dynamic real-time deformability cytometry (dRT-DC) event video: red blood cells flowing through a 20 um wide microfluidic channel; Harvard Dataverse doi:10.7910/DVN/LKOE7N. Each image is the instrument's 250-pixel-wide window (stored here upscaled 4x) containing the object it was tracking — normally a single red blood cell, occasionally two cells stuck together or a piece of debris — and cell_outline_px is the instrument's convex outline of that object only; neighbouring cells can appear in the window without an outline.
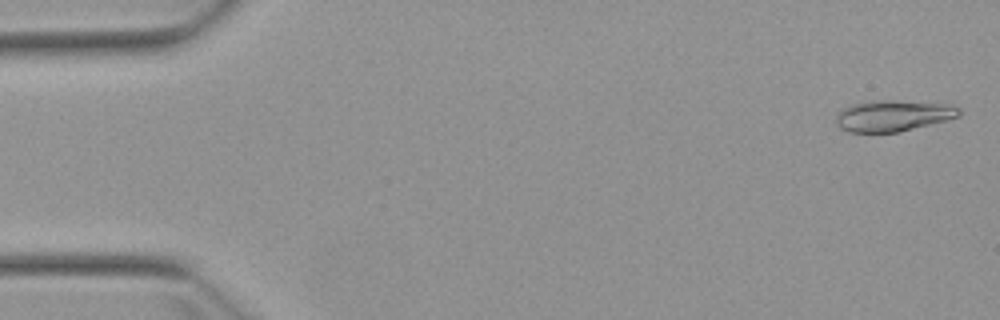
{"species": "Egyptian fruit bat (a non-hibernating species)", "species_latin": "Rousettus aegyptiacus", "temperature_condition": "warm", "stored_images_in_passage": 6, "camera_frame_rate_fps": 3000, "um_per_image_px": 0.085, "animal": {"sex": "female"}, "frame": {"image": 1, "passage_image": 1, "time_ms": 0.0, "image_size_px": [1000, 320], "cell_outline_px": [[960, 116], [948, 120], [900, 132], [848, 132], [840, 128], [836, 124], [836, 116], [840, 108], [864, 100], [892, 100], [944, 104], [960, 108]], "centroid_in_image_um": [75.86, 9.83], "position_along_channel_um": 9.1, "area_um2": 22.6}}
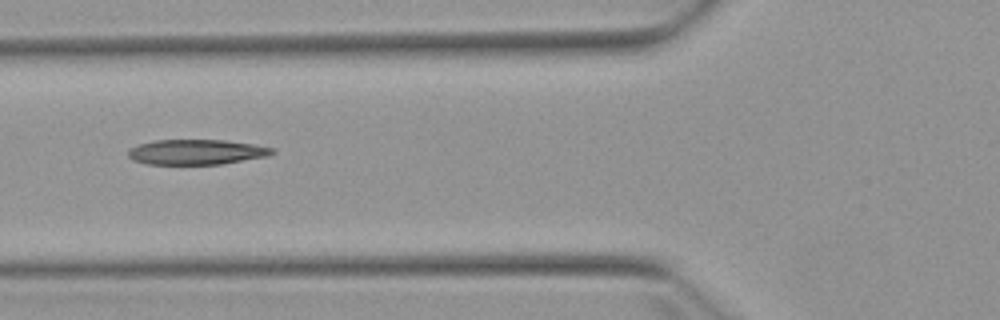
{"frame": {"image": 2, "passage_image": 6, "time_ms": 6.0, "image_size_px": [1000, 320], "cell_outline_px": [[276, 152], [268, 156], [220, 164], [148, 164], [132, 160], [128, 156], [128, 148], [140, 144], [156, 140], [224, 140], [252, 144], [272, 148]], "centroid_in_image_um": [16.67, 12.92], "position_along_channel_um": 109.1, "area_um2": 20.98}}